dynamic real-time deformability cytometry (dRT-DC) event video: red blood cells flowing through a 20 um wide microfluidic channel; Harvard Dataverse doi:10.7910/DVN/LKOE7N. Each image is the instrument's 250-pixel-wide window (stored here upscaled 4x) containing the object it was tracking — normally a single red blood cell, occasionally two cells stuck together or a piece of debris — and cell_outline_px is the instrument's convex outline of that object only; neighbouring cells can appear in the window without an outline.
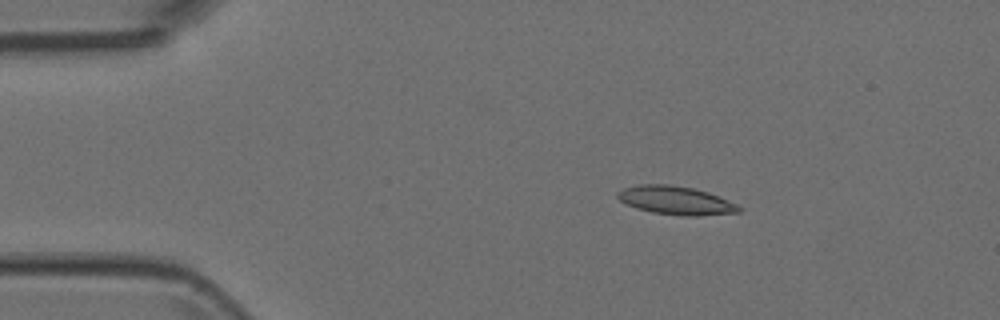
{"species": "Egyptian fruit bat (a non-hibernating species)", "species_latin": "Rousettus aegyptiacus", "temperature_condition": "room temperature", "stored_images_in_passage": 9, "camera_frame_rate_fps": 3000, "um_per_image_px": 0.085, "animal": {"sex": "female"}, "frame": {"image": 1, "passage_image": 3, "time_ms": 0.667, "image_size_px": [1000, 320], "cell_outline_px": [[744, 208], [740, 212], [696, 216], [684, 216], [652, 212], [636, 208], [620, 200], [616, 196], [616, 192], [624, 188], [640, 184], [668, 184], [692, 188], [708, 192], [728, 200]], "centroid_in_image_um": [57.45, 17.03], "position_along_channel_um": 27.5, "area_um2": 20.06}}
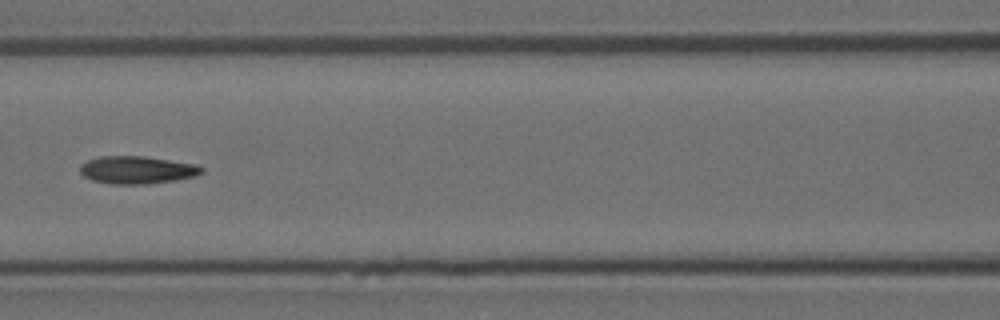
{"frame": {"image": 2, "passage_image": 7, "time_ms": 2.0, "image_size_px": [1000, 320], "cell_outline_px": [[204, 172], [196, 176], [176, 180], [148, 184], [112, 184], [92, 180], [84, 176], [80, 172], [80, 164], [88, 160], [100, 156], [144, 156], [196, 164], [204, 168]], "centroid_in_image_um": [11.67, 14.44], "position_along_channel_um": 154.9, "area_um2": 19.71}}
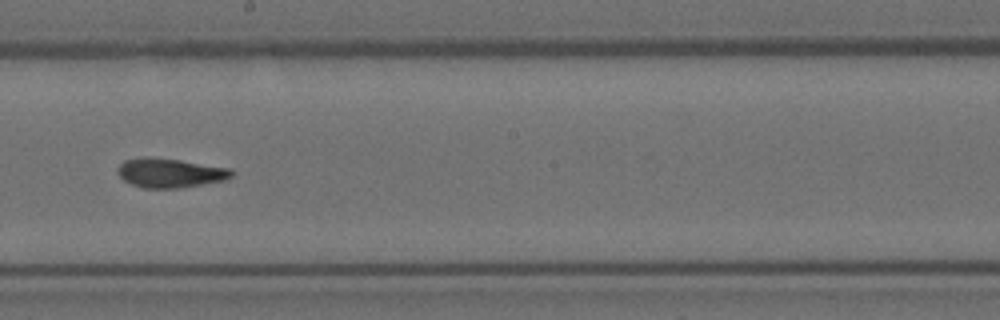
{"frame": {"image": 3, "passage_image": 9, "time_ms": 2.667, "image_size_px": [1000, 320], "cell_outline_px": [[236, 172], [228, 180], [180, 188], [140, 188], [124, 180], [116, 172], [116, 168], [124, 160], [144, 156], [148, 156], [180, 160], [232, 168]], "centroid_in_image_um": [14.48, 14.69], "position_along_channel_um": 233.7, "area_um2": 19.88}}